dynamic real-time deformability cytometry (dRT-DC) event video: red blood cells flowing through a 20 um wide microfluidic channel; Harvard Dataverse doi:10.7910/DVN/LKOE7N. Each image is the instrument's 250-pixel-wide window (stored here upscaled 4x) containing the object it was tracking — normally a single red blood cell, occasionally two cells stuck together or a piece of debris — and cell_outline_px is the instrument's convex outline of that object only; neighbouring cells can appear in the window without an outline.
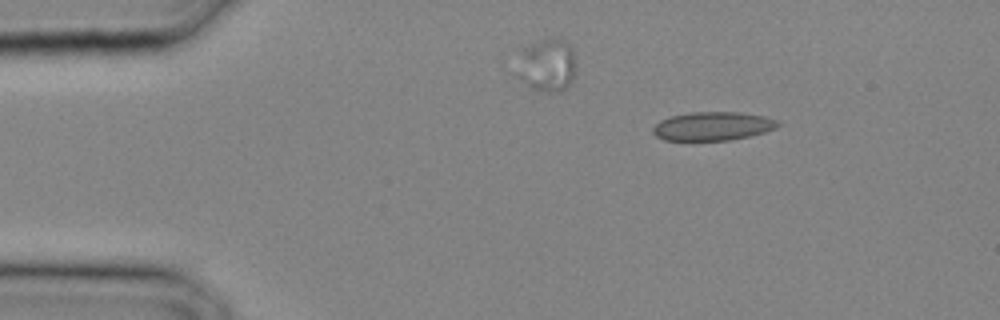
{"species": "common noctule bat (a hibernating species)", "species_latin": "Nyctalus noctula", "temperature_condition": "cold", "stored_images_in_passage": 28, "camera_frame_rate_fps": 3000, "um_per_image_px": 0.085, "animal": {"sex": "male", "body_mass_g": 20.4}, "frame": {"image": 1, "passage_image": 5, "time_ms": 1.333, "image_size_px": [1000, 320], "cell_outline_px": [[780, 124], [776, 128], [764, 132], [748, 136], [728, 140], [664, 140], [656, 136], [652, 132], [652, 128], [660, 120], [672, 116], [692, 112], [740, 112], [764, 116], [776, 120]], "centroid_in_image_um": [60.57, 10.72], "position_along_channel_um": 24.4, "area_um2": 20.69}}